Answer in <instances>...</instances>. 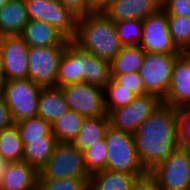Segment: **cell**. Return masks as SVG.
Returning <instances> with one entry per match:
<instances>
[{"label": "cell", "instance_id": "cell-32", "mask_svg": "<svg viewBox=\"0 0 190 190\" xmlns=\"http://www.w3.org/2000/svg\"><path fill=\"white\" fill-rule=\"evenodd\" d=\"M107 154L105 138L84 151L85 166L89 175L107 169Z\"/></svg>", "mask_w": 190, "mask_h": 190}, {"label": "cell", "instance_id": "cell-36", "mask_svg": "<svg viewBox=\"0 0 190 190\" xmlns=\"http://www.w3.org/2000/svg\"><path fill=\"white\" fill-rule=\"evenodd\" d=\"M161 9L167 16L190 17V0H162Z\"/></svg>", "mask_w": 190, "mask_h": 190}, {"label": "cell", "instance_id": "cell-19", "mask_svg": "<svg viewBox=\"0 0 190 190\" xmlns=\"http://www.w3.org/2000/svg\"><path fill=\"white\" fill-rule=\"evenodd\" d=\"M29 20L24 0H9L0 9V31L4 36L21 35Z\"/></svg>", "mask_w": 190, "mask_h": 190}, {"label": "cell", "instance_id": "cell-9", "mask_svg": "<svg viewBox=\"0 0 190 190\" xmlns=\"http://www.w3.org/2000/svg\"><path fill=\"white\" fill-rule=\"evenodd\" d=\"M66 46L31 47L28 52V79L42 87H56L59 62Z\"/></svg>", "mask_w": 190, "mask_h": 190}, {"label": "cell", "instance_id": "cell-44", "mask_svg": "<svg viewBox=\"0 0 190 190\" xmlns=\"http://www.w3.org/2000/svg\"><path fill=\"white\" fill-rule=\"evenodd\" d=\"M9 0H0V9L8 2Z\"/></svg>", "mask_w": 190, "mask_h": 190}, {"label": "cell", "instance_id": "cell-43", "mask_svg": "<svg viewBox=\"0 0 190 190\" xmlns=\"http://www.w3.org/2000/svg\"><path fill=\"white\" fill-rule=\"evenodd\" d=\"M3 71V60H2V53H1V48H0V73Z\"/></svg>", "mask_w": 190, "mask_h": 190}, {"label": "cell", "instance_id": "cell-12", "mask_svg": "<svg viewBox=\"0 0 190 190\" xmlns=\"http://www.w3.org/2000/svg\"><path fill=\"white\" fill-rule=\"evenodd\" d=\"M142 40L140 47L149 53L180 54L169 32L167 14L160 9L142 20Z\"/></svg>", "mask_w": 190, "mask_h": 190}, {"label": "cell", "instance_id": "cell-29", "mask_svg": "<svg viewBox=\"0 0 190 190\" xmlns=\"http://www.w3.org/2000/svg\"><path fill=\"white\" fill-rule=\"evenodd\" d=\"M137 95L131 90L120 85L114 78L104 88V105L106 113L112 110L127 106Z\"/></svg>", "mask_w": 190, "mask_h": 190}, {"label": "cell", "instance_id": "cell-27", "mask_svg": "<svg viewBox=\"0 0 190 190\" xmlns=\"http://www.w3.org/2000/svg\"><path fill=\"white\" fill-rule=\"evenodd\" d=\"M57 144L58 140L29 141L24 146L23 160L39 171L51 157Z\"/></svg>", "mask_w": 190, "mask_h": 190}, {"label": "cell", "instance_id": "cell-15", "mask_svg": "<svg viewBox=\"0 0 190 190\" xmlns=\"http://www.w3.org/2000/svg\"><path fill=\"white\" fill-rule=\"evenodd\" d=\"M38 170L26 161L7 162L0 175V190H37Z\"/></svg>", "mask_w": 190, "mask_h": 190}, {"label": "cell", "instance_id": "cell-3", "mask_svg": "<svg viewBox=\"0 0 190 190\" xmlns=\"http://www.w3.org/2000/svg\"><path fill=\"white\" fill-rule=\"evenodd\" d=\"M107 154V169L111 171L147 175L136 151L135 139L132 133L109 126L105 134Z\"/></svg>", "mask_w": 190, "mask_h": 190}, {"label": "cell", "instance_id": "cell-13", "mask_svg": "<svg viewBox=\"0 0 190 190\" xmlns=\"http://www.w3.org/2000/svg\"><path fill=\"white\" fill-rule=\"evenodd\" d=\"M4 80L28 78L29 46L20 35L4 36L1 44Z\"/></svg>", "mask_w": 190, "mask_h": 190}, {"label": "cell", "instance_id": "cell-35", "mask_svg": "<svg viewBox=\"0 0 190 190\" xmlns=\"http://www.w3.org/2000/svg\"><path fill=\"white\" fill-rule=\"evenodd\" d=\"M120 85L131 90L135 95L142 96L148 94L145 91L142 78L139 75V72H132L122 75H117L114 78Z\"/></svg>", "mask_w": 190, "mask_h": 190}, {"label": "cell", "instance_id": "cell-16", "mask_svg": "<svg viewBox=\"0 0 190 190\" xmlns=\"http://www.w3.org/2000/svg\"><path fill=\"white\" fill-rule=\"evenodd\" d=\"M78 68L81 83L86 82L102 89L111 81V63L78 46Z\"/></svg>", "mask_w": 190, "mask_h": 190}, {"label": "cell", "instance_id": "cell-25", "mask_svg": "<svg viewBox=\"0 0 190 190\" xmlns=\"http://www.w3.org/2000/svg\"><path fill=\"white\" fill-rule=\"evenodd\" d=\"M83 122V116L69 109L51 124V130L58 143H72L80 132Z\"/></svg>", "mask_w": 190, "mask_h": 190}, {"label": "cell", "instance_id": "cell-30", "mask_svg": "<svg viewBox=\"0 0 190 190\" xmlns=\"http://www.w3.org/2000/svg\"><path fill=\"white\" fill-rule=\"evenodd\" d=\"M167 18L174 45L181 53L190 50V17L167 16Z\"/></svg>", "mask_w": 190, "mask_h": 190}, {"label": "cell", "instance_id": "cell-7", "mask_svg": "<svg viewBox=\"0 0 190 190\" xmlns=\"http://www.w3.org/2000/svg\"><path fill=\"white\" fill-rule=\"evenodd\" d=\"M178 55L145 52L139 75L148 94H154L164 100L169 91L172 70Z\"/></svg>", "mask_w": 190, "mask_h": 190}, {"label": "cell", "instance_id": "cell-28", "mask_svg": "<svg viewBox=\"0 0 190 190\" xmlns=\"http://www.w3.org/2000/svg\"><path fill=\"white\" fill-rule=\"evenodd\" d=\"M0 153L7 162L23 160L24 146L15 124L0 130Z\"/></svg>", "mask_w": 190, "mask_h": 190}, {"label": "cell", "instance_id": "cell-45", "mask_svg": "<svg viewBox=\"0 0 190 190\" xmlns=\"http://www.w3.org/2000/svg\"><path fill=\"white\" fill-rule=\"evenodd\" d=\"M3 37H4V34L0 31V47H1V44H2Z\"/></svg>", "mask_w": 190, "mask_h": 190}, {"label": "cell", "instance_id": "cell-4", "mask_svg": "<svg viewBox=\"0 0 190 190\" xmlns=\"http://www.w3.org/2000/svg\"><path fill=\"white\" fill-rule=\"evenodd\" d=\"M64 178L90 179L85 166L84 152L72 143H58L46 164L38 171L37 180Z\"/></svg>", "mask_w": 190, "mask_h": 190}, {"label": "cell", "instance_id": "cell-5", "mask_svg": "<svg viewBox=\"0 0 190 190\" xmlns=\"http://www.w3.org/2000/svg\"><path fill=\"white\" fill-rule=\"evenodd\" d=\"M42 86L32 80H5L2 98L10 108L14 123L38 116V99Z\"/></svg>", "mask_w": 190, "mask_h": 190}, {"label": "cell", "instance_id": "cell-40", "mask_svg": "<svg viewBox=\"0 0 190 190\" xmlns=\"http://www.w3.org/2000/svg\"><path fill=\"white\" fill-rule=\"evenodd\" d=\"M114 0H88L89 13H104Z\"/></svg>", "mask_w": 190, "mask_h": 190}, {"label": "cell", "instance_id": "cell-39", "mask_svg": "<svg viewBox=\"0 0 190 190\" xmlns=\"http://www.w3.org/2000/svg\"><path fill=\"white\" fill-rule=\"evenodd\" d=\"M131 190H158V186L156 180L148 173L138 178Z\"/></svg>", "mask_w": 190, "mask_h": 190}, {"label": "cell", "instance_id": "cell-31", "mask_svg": "<svg viewBox=\"0 0 190 190\" xmlns=\"http://www.w3.org/2000/svg\"><path fill=\"white\" fill-rule=\"evenodd\" d=\"M142 20L129 19L115 23L117 37L123 47L139 46L142 40Z\"/></svg>", "mask_w": 190, "mask_h": 190}, {"label": "cell", "instance_id": "cell-47", "mask_svg": "<svg viewBox=\"0 0 190 190\" xmlns=\"http://www.w3.org/2000/svg\"><path fill=\"white\" fill-rule=\"evenodd\" d=\"M186 108L190 111V104Z\"/></svg>", "mask_w": 190, "mask_h": 190}, {"label": "cell", "instance_id": "cell-42", "mask_svg": "<svg viewBox=\"0 0 190 190\" xmlns=\"http://www.w3.org/2000/svg\"><path fill=\"white\" fill-rule=\"evenodd\" d=\"M4 81L3 74L0 73V97L3 95Z\"/></svg>", "mask_w": 190, "mask_h": 190}, {"label": "cell", "instance_id": "cell-34", "mask_svg": "<svg viewBox=\"0 0 190 190\" xmlns=\"http://www.w3.org/2000/svg\"><path fill=\"white\" fill-rule=\"evenodd\" d=\"M179 147L190 150V111L178 109Z\"/></svg>", "mask_w": 190, "mask_h": 190}, {"label": "cell", "instance_id": "cell-23", "mask_svg": "<svg viewBox=\"0 0 190 190\" xmlns=\"http://www.w3.org/2000/svg\"><path fill=\"white\" fill-rule=\"evenodd\" d=\"M76 83H81L78 68V45L70 40L59 62L56 87L60 88Z\"/></svg>", "mask_w": 190, "mask_h": 190}, {"label": "cell", "instance_id": "cell-10", "mask_svg": "<svg viewBox=\"0 0 190 190\" xmlns=\"http://www.w3.org/2000/svg\"><path fill=\"white\" fill-rule=\"evenodd\" d=\"M68 108L84 118L106 115L104 89L86 82L60 87Z\"/></svg>", "mask_w": 190, "mask_h": 190}, {"label": "cell", "instance_id": "cell-37", "mask_svg": "<svg viewBox=\"0 0 190 190\" xmlns=\"http://www.w3.org/2000/svg\"><path fill=\"white\" fill-rule=\"evenodd\" d=\"M67 9L74 13L77 17L85 16L89 13L88 0H58Z\"/></svg>", "mask_w": 190, "mask_h": 190}, {"label": "cell", "instance_id": "cell-21", "mask_svg": "<svg viewBox=\"0 0 190 190\" xmlns=\"http://www.w3.org/2000/svg\"><path fill=\"white\" fill-rule=\"evenodd\" d=\"M69 110L59 87H42L38 99V116L50 124Z\"/></svg>", "mask_w": 190, "mask_h": 190}, {"label": "cell", "instance_id": "cell-38", "mask_svg": "<svg viewBox=\"0 0 190 190\" xmlns=\"http://www.w3.org/2000/svg\"><path fill=\"white\" fill-rule=\"evenodd\" d=\"M14 124L10 108L4 99L0 97V130L10 128Z\"/></svg>", "mask_w": 190, "mask_h": 190}, {"label": "cell", "instance_id": "cell-8", "mask_svg": "<svg viewBox=\"0 0 190 190\" xmlns=\"http://www.w3.org/2000/svg\"><path fill=\"white\" fill-rule=\"evenodd\" d=\"M30 20L51 24L66 39L73 40L78 17L58 0H24Z\"/></svg>", "mask_w": 190, "mask_h": 190}, {"label": "cell", "instance_id": "cell-20", "mask_svg": "<svg viewBox=\"0 0 190 190\" xmlns=\"http://www.w3.org/2000/svg\"><path fill=\"white\" fill-rule=\"evenodd\" d=\"M145 175H133L105 169L90 175L89 190H131L138 178Z\"/></svg>", "mask_w": 190, "mask_h": 190}, {"label": "cell", "instance_id": "cell-22", "mask_svg": "<svg viewBox=\"0 0 190 190\" xmlns=\"http://www.w3.org/2000/svg\"><path fill=\"white\" fill-rule=\"evenodd\" d=\"M110 126L108 114L99 117L84 118L80 132L72 144L80 151H86L91 145L105 138L106 130Z\"/></svg>", "mask_w": 190, "mask_h": 190}, {"label": "cell", "instance_id": "cell-46", "mask_svg": "<svg viewBox=\"0 0 190 190\" xmlns=\"http://www.w3.org/2000/svg\"><path fill=\"white\" fill-rule=\"evenodd\" d=\"M190 58V50L184 52Z\"/></svg>", "mask_w": 190, "mask_h": 190}, {"label": "cell", "instance_id": "cell-17", "mask_svg": "<svg viewBox=\"0 0 190 190\" xmlns=\"http://www.w3.org/2000/svg\"><path fill=\"white\" fill-rule=\"evenodd\" d=\"M162 0H114L104 12L114 23L122 20L140 19L161 9Z\"/></svg>", "mask_w": 190, "mask_h": 190}, {"label": "cell", "instance_id": "cell-24", "mask_svg": "<svg viewBox=\"0 0 190 190\" xmlns=\"http://www.w3.org/2000/svg\"><path fill=\"white\" fill-rule=\"evenodd\" d=\"M145 51L140 46L122 47L119 54L110 62L111 76L139 72L142 66Z\"/></svg>", "mask_w": 190, "mask_h": 190}, {"label": "cell", "instance_id": "cell-6", "mask_svg": "<svg viewBox=\"0 0 190 190\" xmlns=\"http://www.w3.org/2000/svg\"><path fill=\"white\" fill-rule=\"evenodd\" d=\"M149 174L158 190H190V150L178 147Z\"/></svg>", "mask_w": 190, "mask_h": 190}, {"label": "cell", "instance_id": "cell-41", "mask_svg": "<svg viewBox=\"0 0 190 190\" xmlns=\"http://www.w3.org/2000/svg\"><path fill=\"white\" fill-rule=\"evenodd\" d=\"M6 165H7V161L0 153V175H1V172L4 170V168L6 167Z\"/></svg>", "mask_w": 190, "mask_h": 190}, {"label": "cell", "instance_id": "cell-14", "mask_svg": "<svg viewBox=\"0 0 190 190\" xmlns=\"http://www.w3.org/2000/svg\"><path fill=\"white\" fill-rule=\"evenodd\" d=\"M162 103L177 109L190 104V58L185 53L175 59L169 91Z\"/></svg>", "mask_w": 190, "mask_h": 190}, {"label": "cell", "instance_id": "cell-26", "mask_svg": "<svg viewBox=\"0 0 190 190\" xmlns=\"http://www.w3.org/2000/svg\"><path fill=\"white\" fill-rule=\"evenodd\" d=\"M23 146L29 141L57 140L52 133L51 124L42 117L36 116L15 123Z\"/></svg>", "mask_w": 190, "mask_h": 190}, {"label": "cell", "instance_id": "cell-2", "mask_svg": "<svg viewBox=\"0 0 190 190\" xmlns=\"http://www.w3.org/2000/svg\"><path fill=\"white\" fill-rule=\"evenodd\" d=\"M80 48L111 62L121 51L115 23L105 13H88L78 17L72 40Z\"/></svg>", "mask_w": 190, "mask_h": 190}, {"label": "cell", "instance_id": "cell-33", "mask_svg": "<svg viewBox=\"0 0 190 190\" xmlns=\"http://www.w3.org/2000/svg\"><path fill=\"white\" fill-rule=\"evenodd\" d=\"M90 179L37 180V190H89Z\"/></svg>", "mask_w": 190, "mask_h": 190}, {"label": "cell", "instance_id": "cell-1", "mask_svg": "<svg viewBox=\"0 0 190 190\" xmlns=\"http://www.w3.org/2000/svg\"><path fill=\"white\" fill-rule=\"evenodd\" d=\"M178 109L161 104L133 134L141 164L149 173L179 147Z\"/></svg>", "mask_w": 190, "mask_h": 190}, {"label": "cell", "instance_id": "cell-11", "mask_svg": "<svg viewBox=\"0 0 190 190\" xmlns=\"http://www.w3.org/2000/svg\"><path fill=\"white\" fill-rule=\"evenodd\" d=\"M162 104L154 94L137 96L130 104L112 110L110 126L134 134L139 126Z\"/></svg>", "mask_w": 190, "mask_h": 190}, {"label": "cell", "instance_id": "cell-18", "mask_svg": "<svg viewBox=\"0 0 190 190\" xmlns=\"http://www.w3.org/2000/svg\"><path fill=\"white\" fill-rule=\"evenodd\" d=\"M20 36L29 48L67 46V43L70 41L51 24L36 20H29L24 26Z\"/></svg>", "mask_w": 190, "mask_h": 190}]
</instances>
